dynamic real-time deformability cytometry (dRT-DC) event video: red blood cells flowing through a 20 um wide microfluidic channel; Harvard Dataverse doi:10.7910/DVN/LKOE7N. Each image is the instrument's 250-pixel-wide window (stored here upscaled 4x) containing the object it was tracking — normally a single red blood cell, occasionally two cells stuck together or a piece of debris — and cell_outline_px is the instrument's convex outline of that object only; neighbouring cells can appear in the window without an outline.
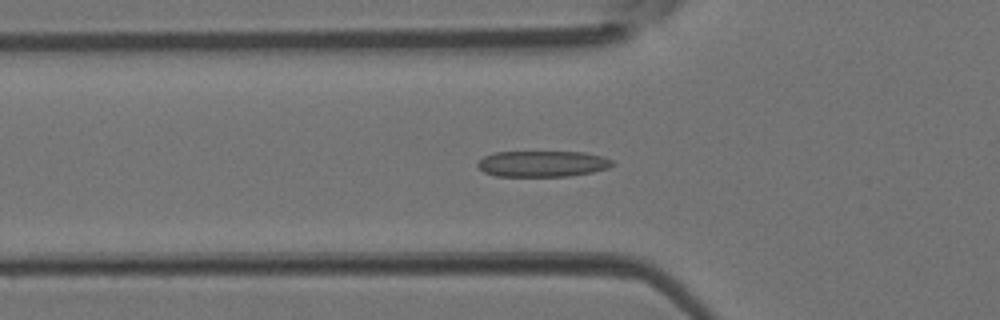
{"species": "Egyptian fruit bat (a non-hibernating species)", "species_latin": "Rousettus aegyptiacus", "temperature_condition": "room temperature", "stored_images_in_passage": 44, "segment_of_instrument_passage": [1, 2], "camera_frame_rate_fps": 3000, "um_per_image_px": 0.085, "animal": {"sex": "female"}, "frame": {"image": 1, "passage_image": 15, "time_ms": 4.667, "image_size_px": [1000, 320], "cell_outline_px": [[616, 164], [608, 168], [592, 172], [568, 176], [496, 176], [484, 172], [476, 164], [484, 156], [492, 152], [584, 152], [604, 156], [612, 160]], "centroid_in_image_um": [46.13, 13.91], "position_along_channel_um": 79.7, "area_um2": 20.52}}
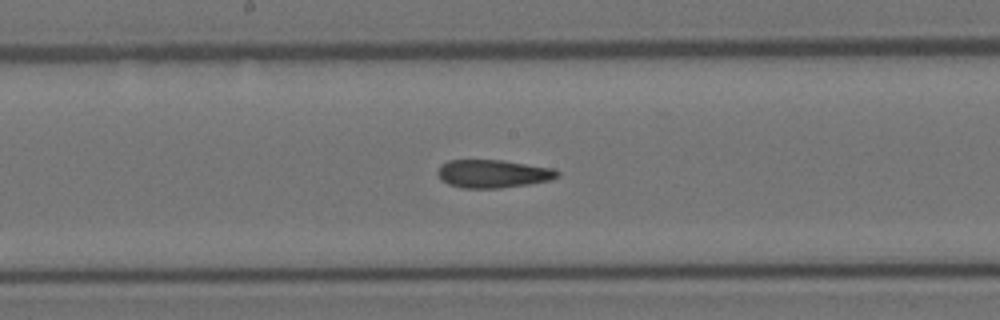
{"frame": {"image": 2, "passage_image": 23, "time_ms": 7.333, "image_size_px": [1000, 320], "cell_outline_px": [[560, 176], [552, 180], [528, 184], [500, 188], [460, 188], [448, 184], [440, 180], [436, 172], [440, 164], [448, 160], [504, 160], [552, 168], [560, 172]], "centroid_in_image_um": [41.88, 14.77], "position_along_channel_um": 206.3, "area_um2": 19.88}}
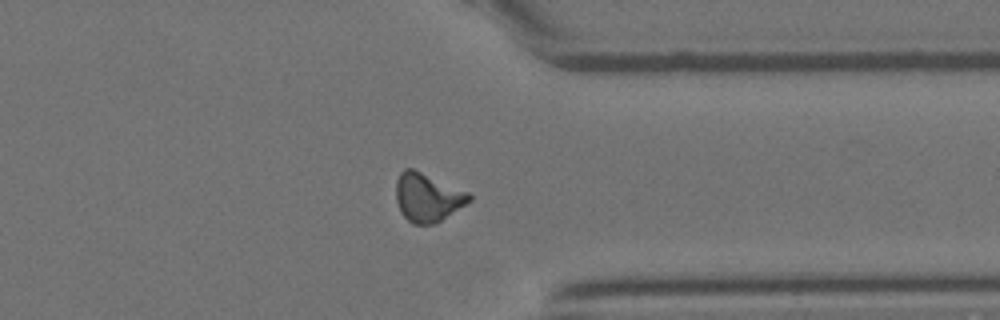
{"frame": {"image": 3, "passage_image": 34, "time_ms": 11.0, "image_size_px": [1000, 320], "cell_outline_px": [[472, 200], [436, 224], [412, 224], [400, 212], [396, 200], [396, 180], [400, 172], [404, 168], [412, 168], [468, 192], [472, 196]], "centroid_in_image_um": [36.32, 16.79], "position_along_channel_um": 375.1, "area_um2": 20.69}}